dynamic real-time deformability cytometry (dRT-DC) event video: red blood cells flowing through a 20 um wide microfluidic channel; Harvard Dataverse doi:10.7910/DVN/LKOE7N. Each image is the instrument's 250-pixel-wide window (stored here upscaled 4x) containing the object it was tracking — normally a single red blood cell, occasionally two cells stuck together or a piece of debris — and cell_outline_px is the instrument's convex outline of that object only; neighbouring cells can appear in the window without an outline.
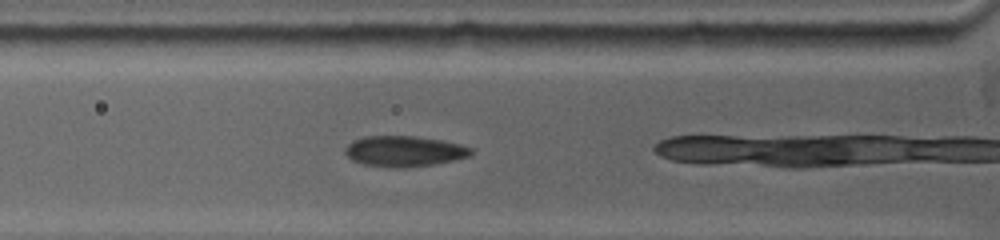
{"species": "common noctule bat (a hibernating species)", "species_latin": "Nyctalus noctula", "temperature_condition": "warm", "stored_images_in_passage": 14, "camera_frame_rate_fps": 5000, "um_per_image_px": 0.085, "animal": {"sex": "female", "body_mass_g": 19.0, "forearm_length_mm": 53.3}, "frame": {"image": 1, "passage_image": 3, "time_ms": 0.6, "image_size_px": [1000, 240], "cell_outline_px": [[472, 156], [432, 164], [404, 168], [388, 168], [364, 164], [352, 160], [344, 152], [344, 148], [352, 140], [364, 136], [416, 136], [444, 140], [460, 144], [472, 148]], "centroid_in_image_um": [34.34, 12.85], "position_along_channel_um": 91.5, "area_um2": 22.72}}